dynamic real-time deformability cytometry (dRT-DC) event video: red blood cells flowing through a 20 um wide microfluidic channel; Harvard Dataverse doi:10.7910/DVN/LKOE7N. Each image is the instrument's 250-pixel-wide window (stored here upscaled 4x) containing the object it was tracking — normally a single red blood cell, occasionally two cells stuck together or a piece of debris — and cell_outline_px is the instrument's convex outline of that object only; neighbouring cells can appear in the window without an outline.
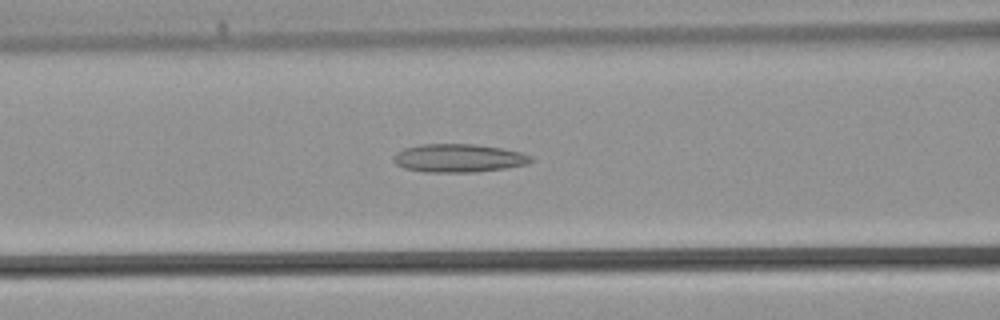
{"species": "common noctule bat (a hibernating species)", "species_latin": "Nyctalus noctula", "temperature_condition": "warm", "stored_images_in_passage": 30, "camera_frame_rate_fps": 3000, "um_per_image_px": 0.085, "animal": {"sex": "male", "body_mass_g": 21.5, "forearm_length_mm": 52.0}, "frame": {"image": 1, "passage_image": 6, "time_ms": 1.667, "image_size_px": [1000, 320], "cell_outline_px": [[532, 160], [528, 164], [504, 168], [472, 172], [424, 172], [404, 168], [396, 164], [392, 160], [392, 156], [396, 152], [404, 148], [420, 144], [476, 144], [500, 148], [520, 152], [532, 156]], "centroid_in_image_um": [38.93, 13.43], "position_along_channel_um": 127.7, "area_um2": 22.66}}
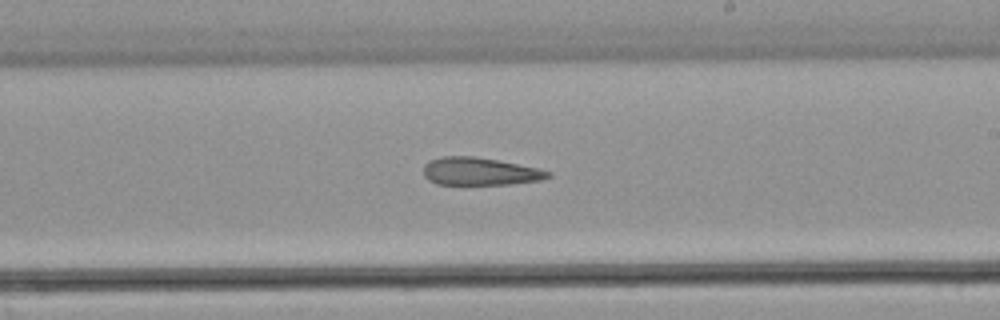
{"frame": {"image": 2, "passage_image": 13, "time_ms": 4.0, "image_size_px": [1000, 320], "cell_outline_px": [[552, 176], [540, 180], [508, 184], [436, 184], [428, 180], [424, 176], [424, 164], [428, 160], [440, 156], [472, 156], [496, 160], [536, 168], [552, 172]], "centroid_in_image_um": [40.73, 14.57], "position_along_channel_um": 248.3, "area_um2": 20.0}}
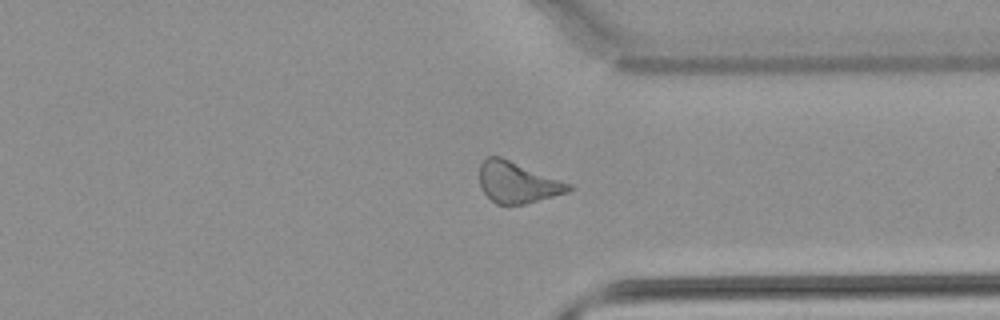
{"frame": {"image": 3, "passage_image": 20, "time_ms": 6.333, "image_size_px": [1000, 320], "cell_outline_px": [[572, 188], [568, 192], [524, 204], [496, 204], [480, 188], [480, 164], [488, 156], [500, 156], [572, 184]], "centroid_in_image_um": [43.98, 15.5], "position_along_channel_um": 367.4, "area_um2": 21.15}}